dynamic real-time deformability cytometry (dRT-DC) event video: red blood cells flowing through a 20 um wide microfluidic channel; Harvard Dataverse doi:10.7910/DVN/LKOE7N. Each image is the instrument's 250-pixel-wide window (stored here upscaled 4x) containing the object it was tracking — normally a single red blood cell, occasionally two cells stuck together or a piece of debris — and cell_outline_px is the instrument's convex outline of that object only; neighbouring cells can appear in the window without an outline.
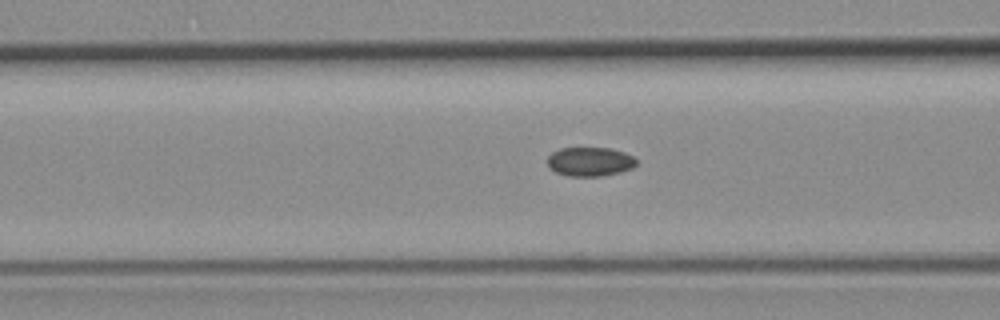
{"species": "common noctule bat (a hibernating species)", "species_latin": "Nyctalus noctula", "temperature_condition": "room temperature", "stored_images_in_passage": 39, "camera_frame_rate_fps": 3000, "um_per_image_px": 0.085, "animal": {"sex": "female", "body_mass_g": 19.3, "forearm_length_mm": 54.1}, "frame": {"image": 1, "passage_image": 17, "time_ms": 5.333, "image_size_px": [1000, 320], "cell_outline_px": [[636, 164], [632, 168], [620, 172], [600, 176], [568, 176], [556, 172], [548, 168], [548, 156], [552, 152], [560, 148], [612, 148], [624, 152], [632, 156], [636, 160]], "centroid_in_image_um": [50.12, 13.74], "position_along_channel_um": 116.5, "area_um2": 15.09}}
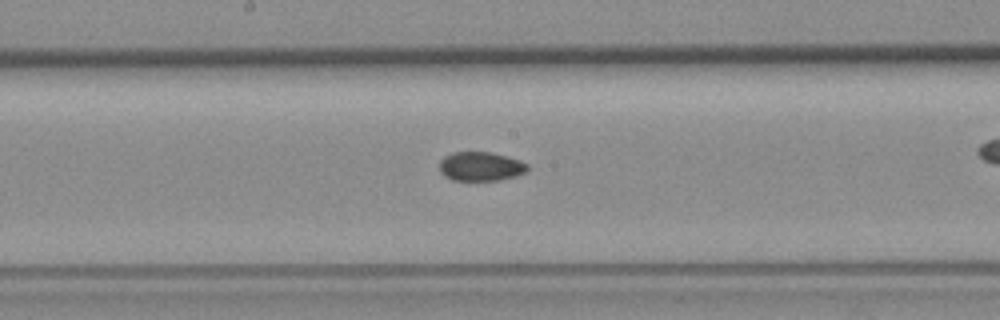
{"frame": {"image": 2, "passage_image": 24, "time_ms": 7.667, "image_size_px": [1000, 320], "cell_outline_px": [[528, 168], [524, 172], [516, 176], [500, 180], [452, 180], [444, 176], [440, 172], [440, 160], [444, 156], [452, 152], [492, 152], [520, 160], [528, 164]], "centroid_in_image_um": [40.84, 14.14], "position_along_channel_um": 207.4, "area_um2": 14.97}}
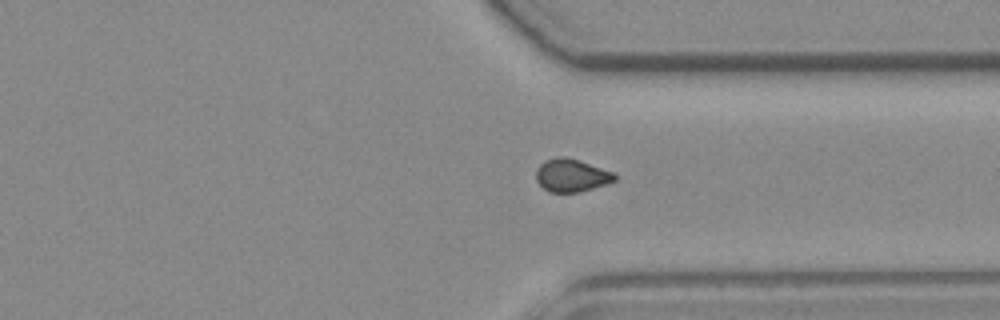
{"frame": {"image": 3, "passage_image": 36, "time_ms": 11.667, "image_size_px": [1000, 320], "cell_outline_px": [[616, 180], [580, 192], [548, 192], [536, 180], [536, 168], [544, 160], [556, 156], [564, 156], [616, 172]], "centroid_in_image_um": [48.56, 14.89], "position_along_channel_um": 362.8, "area_um2": 15.09}}